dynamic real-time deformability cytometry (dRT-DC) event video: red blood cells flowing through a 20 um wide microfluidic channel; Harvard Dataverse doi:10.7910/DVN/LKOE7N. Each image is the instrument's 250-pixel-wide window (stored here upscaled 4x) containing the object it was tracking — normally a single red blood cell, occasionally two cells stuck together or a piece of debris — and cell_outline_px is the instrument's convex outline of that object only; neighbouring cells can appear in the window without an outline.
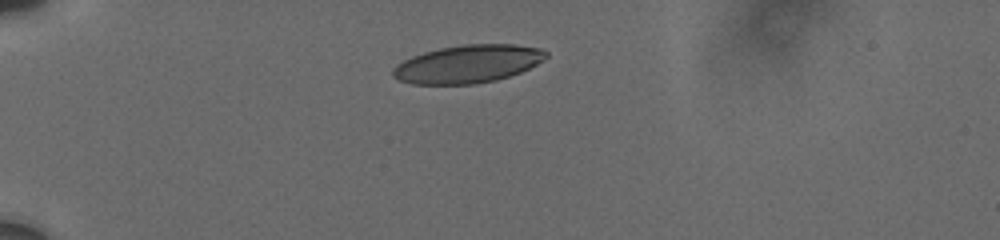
{"species": "human", "species_latin": "Homo sapiens", "temperature_condition": "cold", "stored_images_in_passage": 39, "camera_frame_rate_fps": 3000, "um_per_image_px": 0.085, "donor": {"sex": "male"}, "frame": {"image": 1, "passage_image": 1, "time_ms": 0.0, "image_size_px": [1000, 240], "cell_outline_px": [[548, 56], [544, 60], [520, 72], [496, 80], [472, 84], [412, 84], [400, 80], [392, 76], [392, 68], [396, 64], [412, 56], [424, 52], [440, 48], [464, 44], [512, 44], [540, 48], [548, 52]], "centroid_in_image_um": [39.75, 5.43], "position_along_channel_um": 45.2, "area_um2": 33.81}}
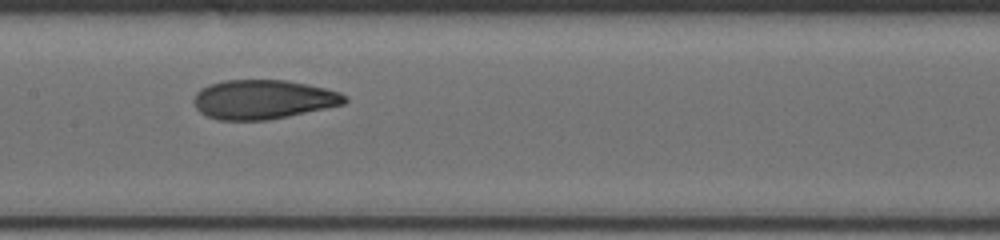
{"frame": {"image": 2, "passage_image": 16, "time_ms": 5.0, "image_size_px": [1000, 240], "cell_outline_px": [[348, 100], [344, 104], [288, 116], [268, 120], [220, 120], [208, 116], [200, 112], [196, 108], [192, 100], [196, 92], [200, 88], [224, 80], [284, 80], [308, 84], [340, 92]], "centroid_in_image_um": [22.34, 8.45], "position_along_channel_um": 185.1, "area_um2": 34.39}}
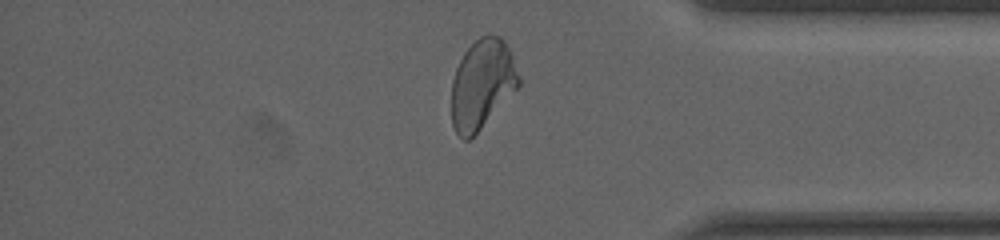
{"frame": {"image": 3, "passage_image": 34, "time_ms": 11.0, "image_size_px": [1000, 240], "cell_outline_px": [[520, 84], [480, 128], [468, 140], [464, 140], [456, 132], [452, 124], [452, 80], [456, 68], [464, 52], [480, 36], [488, 32], [500, 36], [504, 40], [512, 56], [520, 80]], "centroid_in_image_um": [40.96, 7.1], "position_along_channel_um": 394.2, "area_um2": 34.45}, "authors_computed_cell_mechanics": {"area_um2": 34.4488, "velocity_mm_per_s": 3.6905, "shape_relaxation_time_tau1_ms": 8.2886, "shape_relaxation_time_tau2_ms": 1.3796, "deformation_change_tau1": 0.2026, "deformation_change_tau2": 0.079}}